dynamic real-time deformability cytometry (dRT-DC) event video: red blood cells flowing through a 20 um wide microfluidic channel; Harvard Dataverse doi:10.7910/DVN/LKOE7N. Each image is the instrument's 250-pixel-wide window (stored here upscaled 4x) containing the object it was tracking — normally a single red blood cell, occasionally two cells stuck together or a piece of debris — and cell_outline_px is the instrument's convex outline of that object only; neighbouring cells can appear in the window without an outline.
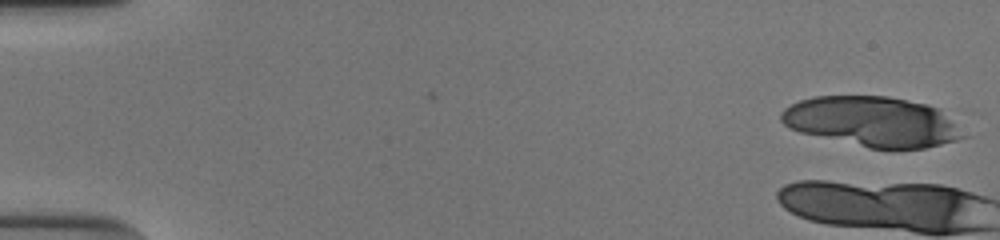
{"species": "human", "species_latin": "Homo sapiens", "temperature_condition": "cold", "stored_images_in_passage": 4, "camera_frame_rate_fps": 3000, "um_per_image_px": 0.085, "donor": {"sex": "male"}, "frame": {"image": 1, "passage_image": 1, "time_ms": 0.0, "image_size_px": [1000, 240], "cell_outline_px": [[968, 136], [956, 140], [924, 148], [868, 148], [800, 132], [788, 128], [780, 120], [780, 112], [784, 108], [800, 100], [812, 96], [888, 96], [928, 104], [936, 108]], "centroid_in_image_um": [74.08, 10.33], "position_along_channel_um": 10.9, "area_um2": 52.71}}